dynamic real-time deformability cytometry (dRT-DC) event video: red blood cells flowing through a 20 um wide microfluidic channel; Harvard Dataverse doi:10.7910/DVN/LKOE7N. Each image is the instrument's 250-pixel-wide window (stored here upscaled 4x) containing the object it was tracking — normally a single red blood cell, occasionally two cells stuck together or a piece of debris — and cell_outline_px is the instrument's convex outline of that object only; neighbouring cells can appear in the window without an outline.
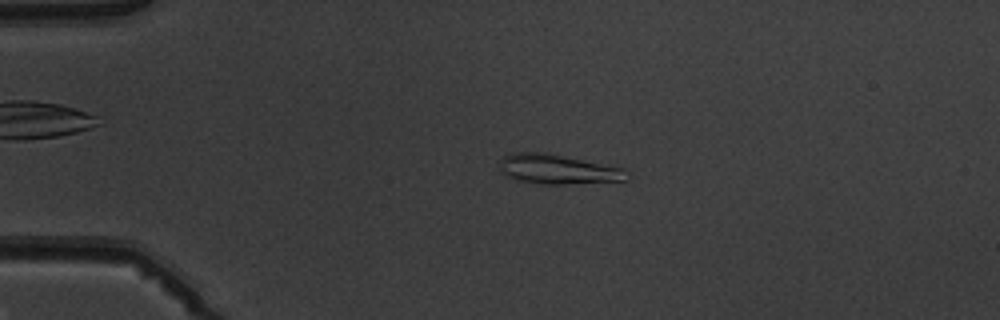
{"species": "common noctule bat (a hibernating species)", "species_latin": "Nyctalus noctula", "temperature_condition": "warm", "stored_images_in_passage": 4, "camera_frame_rate_fps": 3000, "um_per_image_px": 0.085, "animal": {"sex": "male", "body_mass_g": 19.5, "forearm_length_mm": 54.6}, "frame": {"image": 1, "passage_image": 3, "time_ms": 2.667, "image_size_px": [1000, 320], "cell_outline_px": [[632, 176], [628, 180], [560, 184], [540, 184], [516, 180], [500, 172], [500, 160], [504, 156], [512, 152], [548, 152], [624, 168]], "centroid_in_image_um": [47.43, 14.38], "position_along_channel_um": 37.6, "area_um2": 22.25}}